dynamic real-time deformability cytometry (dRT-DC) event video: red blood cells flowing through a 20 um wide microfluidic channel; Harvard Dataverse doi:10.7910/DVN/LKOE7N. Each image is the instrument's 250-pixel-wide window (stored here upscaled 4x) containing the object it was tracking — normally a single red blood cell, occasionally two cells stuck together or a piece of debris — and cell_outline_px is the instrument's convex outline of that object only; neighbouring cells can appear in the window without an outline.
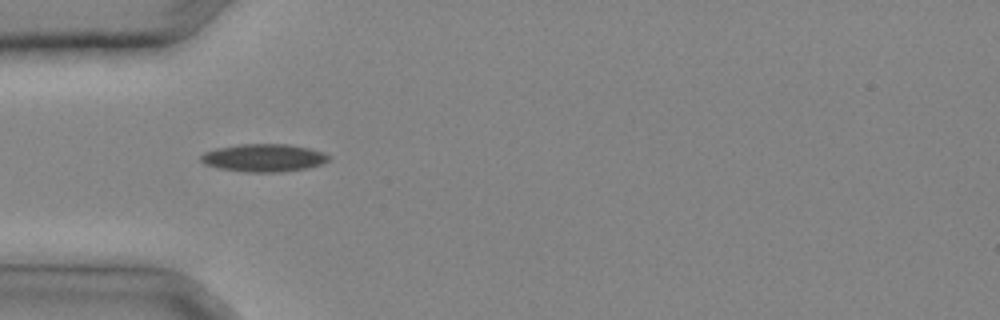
{"species": "common noctule bat (a hibernating species)", "species_latin": "Nyctalus noctula", "temperature_condition": "cold", "stored_images_in_passage": 22, "camera_frame_rate_fps": 3000, "um_per_image_px": 0.085, "animal": {"sex": "male", "body_mass_g": 20.4}, "frame": {"image": 1, "passage_image": 1, "time_ms": 0.0, "image_size_px": [1000, 320], "cell_outline_px": [[332, 156], [324, 164], [308, 168], [280, 172], [244, 172], [220, 168], [204, 164], [200, 160], [200, 156], [204, 152], [216, 148], [240, 144], [288, 144], [308, 148], [324, 152]], "centroid_in_image_um": [22.44, 13.42], "position_along_channel_um": 62.6, "area_um2": 20.87}}
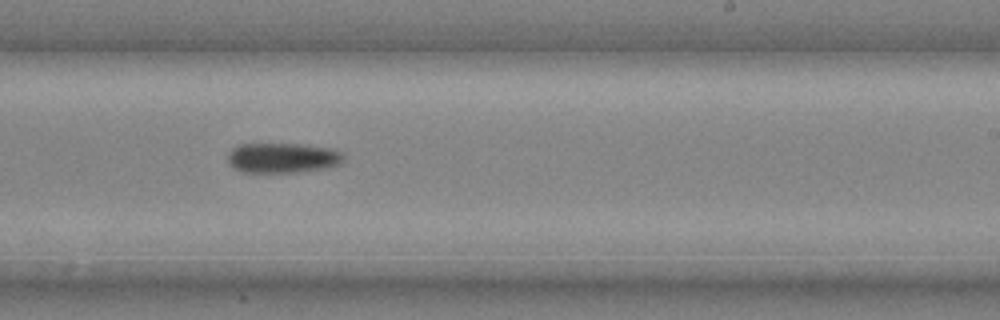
{"frame": {"image": 2, "passage_image": 11, "time_ms": 3.333, "image_size_px": [1000, 320], "cell_outline_px": [[344, 160], [340, 164], [328, 168], [296, 172], [244, 172], [232, 168], [228, 160], [228, 152], [232, 148], [240, 144], [308, 144], [336, 148], [344, 156]], "centroid_in_image_um": [24.06, 13.41], "position_along_channel_um": 264.9, "area_um2": 20.63}}
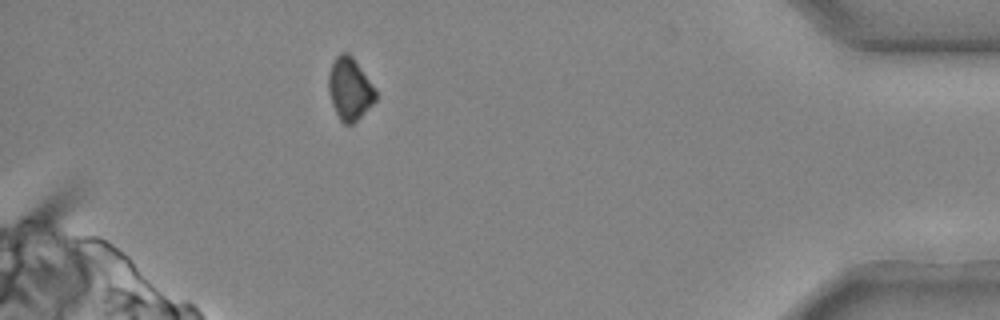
{"frame": {"image": 3, "passage_image": 20, "time_ms": 6.333, "image_size_px": [1000, 320], "cell_outline_px": [[376, 100], [352, 124], [344, 124], [340, 120], [332, 104], [328, 92], [328, 72], [336, 56], [340, 52], [348, 52], [352, 56], [376, 92]], "centroid_in_image_um": [29.68, 7.54], "position_along_channel_um": 405.5, "area_um2": 16.76}}